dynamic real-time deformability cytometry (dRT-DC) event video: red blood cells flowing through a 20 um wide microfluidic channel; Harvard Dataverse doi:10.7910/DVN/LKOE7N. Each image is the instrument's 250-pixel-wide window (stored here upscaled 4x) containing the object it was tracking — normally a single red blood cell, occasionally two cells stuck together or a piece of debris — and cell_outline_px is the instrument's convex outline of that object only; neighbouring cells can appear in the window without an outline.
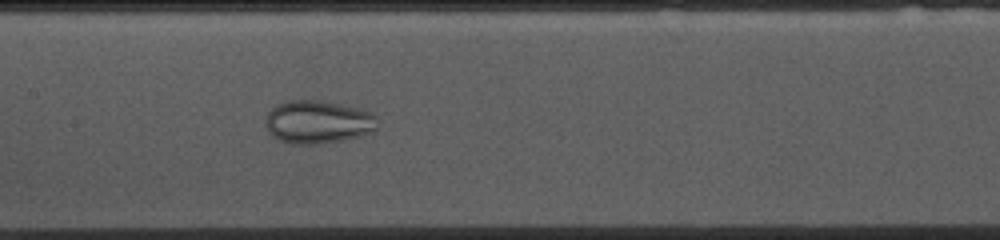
{"species": "common noctule bat (a hibernating species)", "species_latin": "Nyctalus noctula", "temperature_condition": "cold", "stored_images_in_passage": 53, "camera_frame_rate_fps": 3000, "um_per_image_px": 0.085, "animal": {"sex": "female", "body_mass_g": 10.0, "forearm_length_mm": 53.1}, "frame": {"image": 1, "passage_image": 24, "time_ms": 7.667, "image_size_px": [1000, 240], "cell_outline_px": [[376, 128], [372, 132], [360, 136], [344, 140], [316, 144], [288, 144], [276, 140], [268, 132], [264, 124], [264, 120], [268, 112], [272, 108], [288, 100], [316, 100], [364, 108], [372, 112], [376, 116]], "centroid_in_image_um": [27.0, 10.38], "position_along_channel_um": 180.4, "area_um2": 28.55}}
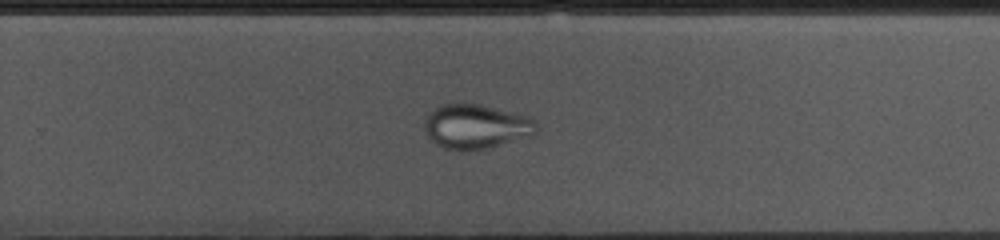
{"frame": {"image": 2, "passage_image": 33, "time_ms": 10.667, "image_size_px": [1000, 240], "cell_outline_px": [[536, 132], [532, 136], [484, 148], [460, 152], [444, 148], [436, 144], [428, 136], [424, 128], [424, 116], [428, 112], [440, 104], [480, 104], [528, 116], [536, 120]], "centroid_in_image_um": [40.42, 10.75], "position_along_channel_um": 289.4, "area_um2": 29.13}}
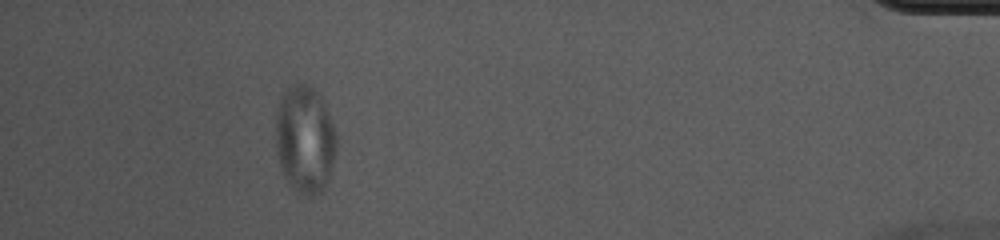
{"frame": {"image": 3, "passage_image": 48, "time_ms": 15.667, "image_size_px": [1000, 240], "cell_outline_px": [[336, 152], [328, 180], [324, 188], [320, 192], [300, 192], [284, 176], [280, 164], [276, 148], [276, 112], [280, 100], [284, 92], [288, 88], [296, 84], [308, 84], [320, 96], [336, 128]], "centroid_in_image_um": [25.93, 11.79], "position_along_channel_um": 409.3, "area_um2": 37.4}}